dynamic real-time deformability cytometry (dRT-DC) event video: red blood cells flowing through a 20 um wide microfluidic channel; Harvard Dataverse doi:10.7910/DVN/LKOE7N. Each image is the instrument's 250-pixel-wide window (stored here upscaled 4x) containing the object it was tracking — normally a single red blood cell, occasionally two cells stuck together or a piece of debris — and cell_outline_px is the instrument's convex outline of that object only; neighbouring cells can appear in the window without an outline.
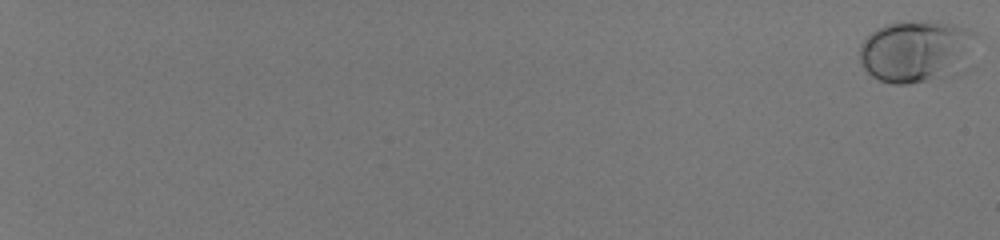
{"species": "human", "species_latin": "Homo sapiens", "temperature_condition": "room temperature", "stored_images_in_passage": 58, "camera_frame_rate_fps": 3000, "um_per_image_px": 0.085, "donor": {"sex": "male"}, "frame": {"image": 1, "passage_image": 1, "time_ms": 0.0, "image_size_px": [1000, 240], "cell_outline_px": [[976, 36], [940, 76], [908, 84], [892, 84], [880, 80], [872, 76], [864, 68], [860, 60], [860, 44], [872, 32], [884, 24], [924, 20], [952, 24], [968, 28], [976, 32]], "centroid_in_image_um": [77.61, 4.28], "position_along_channel_um": 7.4, "area_um2": 39.13}}
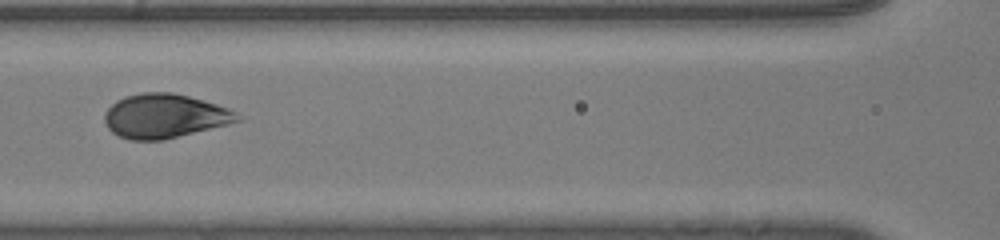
{"frame": {"image": 2, "passage_image": 34, "time_ms": 11.0, "image_size_px": [1000, 240], "cell_outline_px": [[244, 120], [164, 140], [128, 140], [112, 132], [108, 128], [104, 120], [104, 112], [116, 100], [124, 96], [144, 92], [172, 92], [204, 100], [228, 108], [244, 116]], "centroid_in_image_um": [14.01, 9.86], "position_along_channel_um": 152.6, "area_um2": 34.39}}
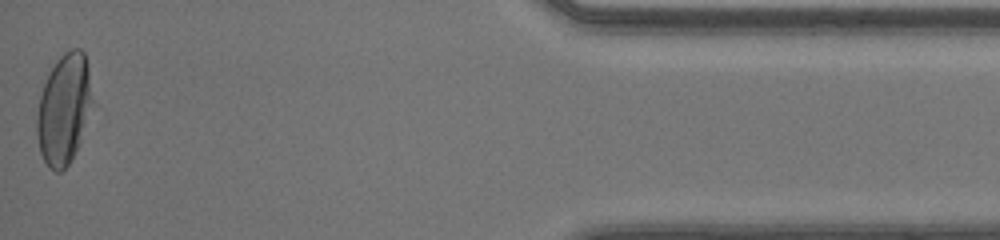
{"frame": {"image": 3, "passage_image": 58, "time_ms": 19.0, "image_size_px": [1000, 240], "cell_outline_px": [[92, 100], [80, 140], [68, 164], [60, 172], [56, 172], [48, 168], [40, 152], [36, 132], [36, 116], [40, 96], [44, 84], [56, 60], [68, 48], [80, 48], [84, 52], [88, 64]], "centroid_in_image_um": [5.41, 9.24], "position_along_channel_um": 429.8, "area_um2": 35.2}, "authors_computed_cell_mechanics": {"area_um2": 34.6222, "velocity_mm_per_s": 4.1177, "shape_relaxation_time_tau1_ms": 2.6749, "shape_relaxation_time_tau2_ms": null, "deformation_change_tau1": 0.1573, "deformation_change_tau2": null}}